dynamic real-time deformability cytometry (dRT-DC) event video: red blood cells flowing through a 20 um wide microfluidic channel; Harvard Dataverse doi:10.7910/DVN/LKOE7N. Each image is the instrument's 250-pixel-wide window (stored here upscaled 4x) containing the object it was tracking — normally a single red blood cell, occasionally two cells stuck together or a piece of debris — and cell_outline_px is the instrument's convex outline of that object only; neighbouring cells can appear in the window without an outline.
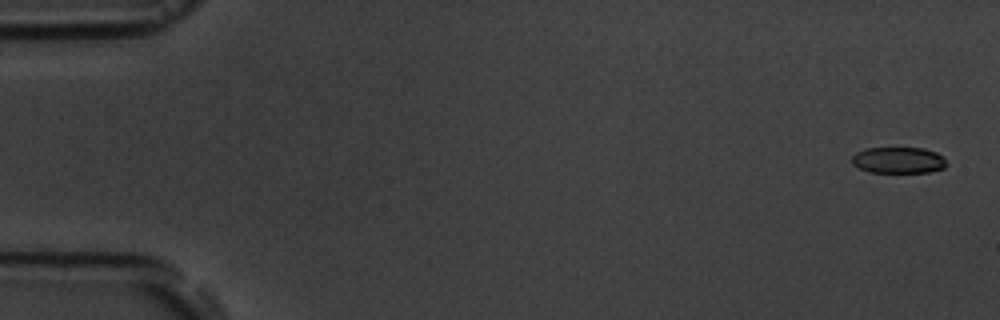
{"species": "common noctule bat (a hibernating species)", "species_latin": "Nyctalus noctula", "temperature_condition": "room temperature", "stored_images_in_passage": 8, "camera_frame_rate_fps": 3000, "um_per_image_px": 0.085, "animal": {"sex": "male", "body_mass_g": 19.5, "forearm_length_mm": 54.6}, "frame": {"image": 1, "passage_image": 1, "time_ms": 0.0, "image_size_px": [1000, 320], "cell_outline_px": [[948, 164], [944, 168], [928, 172], [868, 172], [852, 164], [852, 156], [856, 152], [864, 148], [924, 148], [936, 152], [944, 156]], "centroid_in_image_um": [76.38, 13.61], "position_along_channel_um": 8.6, "area_um2": 14.62}}
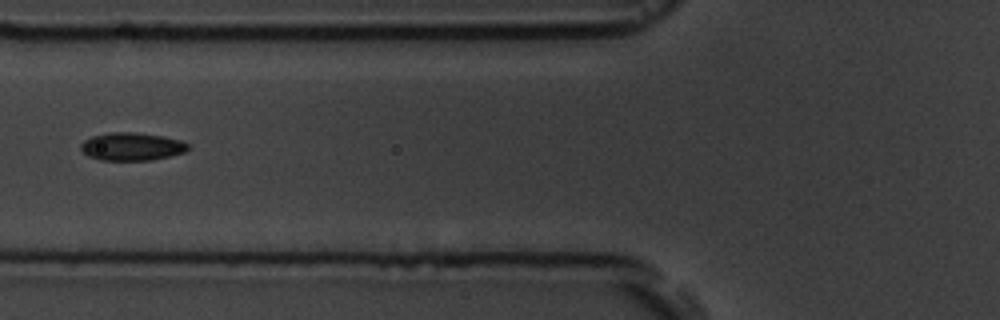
{"frame": {"image": 2, "passage_image": 6, "time_ms": 6.667, "image_size_px": [1000, 320], "cell_outline_px": [[188, 148], [184, 152], [152, 160], [100, 160], [88, 156], [80, 148], [80, 144], [84, 140], [92, 136], [112, 132], [132, 132], [160, 136], [180, 140], [188, 144]], "centroid_in_image_um": [11.16, 12.46], "position_along_channel_um": 114.6, "area_um2": 17.22}}
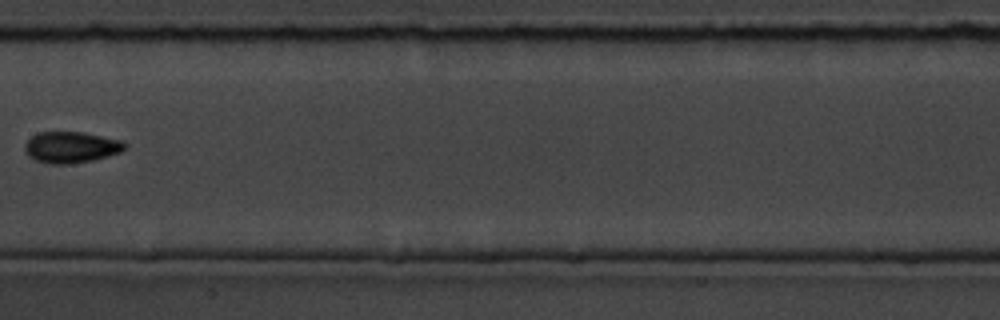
{"frame": {"image": 3, "passage_image": 8, "time_ms": 9.0, "image_size_px": [1000, 320], "cell_outline_px": [[128, 144], [120, 152], [108, 156], [92, 160], [68, 164], [48, 164], [36, 160], [28, 156], [24, 148], [24, 144], [32, 136], [40, 132], [84, 132], [124, 140]], "centroid_in_image_um": [6.06, 12.51], "position_along_channel_um": 201.3, "area_um2": 18.32}}